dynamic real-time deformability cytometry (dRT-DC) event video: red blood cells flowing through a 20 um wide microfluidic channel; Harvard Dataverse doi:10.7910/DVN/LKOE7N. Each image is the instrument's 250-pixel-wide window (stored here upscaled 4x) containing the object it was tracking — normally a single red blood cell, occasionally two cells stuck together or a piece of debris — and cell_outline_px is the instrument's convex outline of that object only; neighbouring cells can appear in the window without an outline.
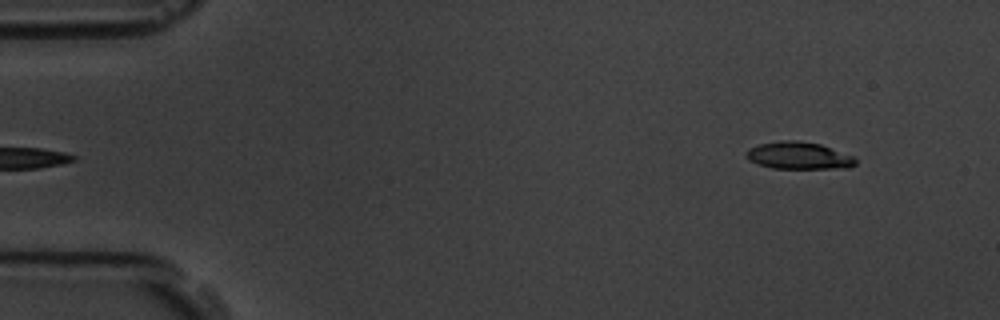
{"species": "common noctule bat (a hibernating species)", "species_latin": "Nyctalus noctula", "temperature_condition": "room temperature", "stored_images_in_passage": 6, "segment_of_instrument_passage": [2, 2], "camera_frame_rate_fps": 3000, "um_per_image_px": 0.085, "animal": {"sex": "male", "body_mass_g": 19.5, "forearm_length_mm": 54.6}, "frame": {"image": 1, "passage_image": 6, "time_ms": 5.333, "image_size_px": [1000, 320], "cell_outline_px": [[856, 164], [848, 168], [772, 168], [756, 164], [748, 160], [748, 148], [760, 144], [780, 140], [796, 140], [820, 144], [852, 156], [856, 160]], "centroid_in_image_um": [67.87, 13.23], "position_along_channel_um": 17.1, "area_um2": 17.17}}